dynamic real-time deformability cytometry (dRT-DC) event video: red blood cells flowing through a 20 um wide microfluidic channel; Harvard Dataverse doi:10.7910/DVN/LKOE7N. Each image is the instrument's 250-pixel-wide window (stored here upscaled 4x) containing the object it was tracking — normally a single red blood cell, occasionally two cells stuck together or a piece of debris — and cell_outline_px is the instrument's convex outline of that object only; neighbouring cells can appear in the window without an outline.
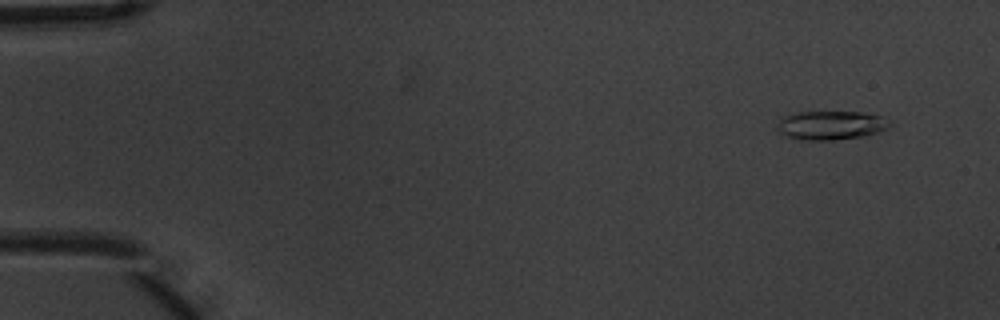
{"species": "common noctule bat (a hibernating species)", "species_latin": "Nyctalus noctula", "temperature_condition": "warm", "stored_images_in_passage": 5, "camera_frame_rate_fps": 3000, "um_per_image_px": 0.085, "animal": {"sex": "male", "body_mass_g": 20.1, "forearm_length_mm": 53.5}, "frame": {"image": 1, "passage_image": 2, "time_ms": 0.333, "image_size_px": [1000, 320], "cell_outline_px": [[892, 124], [888, 128], [864, 136], [832, 140], [800, 140], [788, 136], [780, 132], [776, 124], [784, 116], [796, 112], [860, 112], [880, 116], [888, 120]], "centroid_in_image_um": [70.62, 10.65], "position_along_channel_um": 14.4, "area_um2": 18.79}}